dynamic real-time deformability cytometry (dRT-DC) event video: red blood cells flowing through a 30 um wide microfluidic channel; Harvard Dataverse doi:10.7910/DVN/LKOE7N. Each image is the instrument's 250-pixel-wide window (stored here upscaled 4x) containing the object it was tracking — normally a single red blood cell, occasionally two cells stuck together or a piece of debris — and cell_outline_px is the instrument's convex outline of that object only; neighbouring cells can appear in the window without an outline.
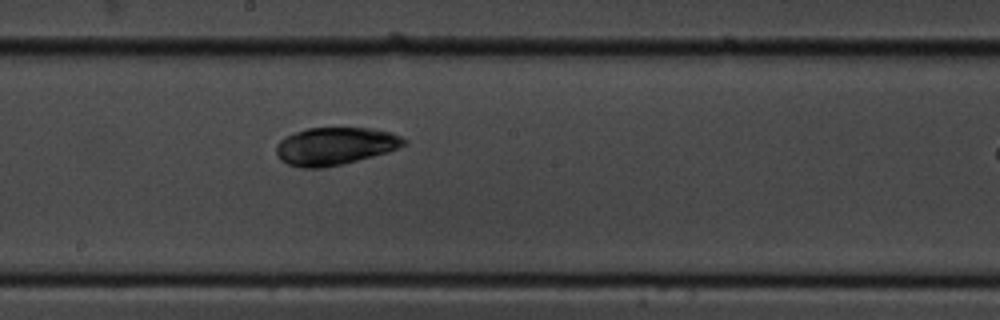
{"species": "common noctule bat (a hibernating species)", "species_latin": "Nyctalus noctula", "temperature_condition": "cold", "stored_images_in_passage": 9, "camera_frame_rate_fps": 3000, "um_per_image_px": 0.085, "animal": {"sex": "male", "body_mass_g": 19.5, "forearm_length_mm": 54.6}, "frame": {"image": 1, "passage_image": 8, "time_ms": 9.0, "image_size_px": [1000, 320], "cell_outline_px": [[408, 144], [388, 152], [340, 164], [320, 168], [300, 168], [288, 164], [280, 160], [276, 156], [276, 144], [284, 136], [308, 128], [372, 128], [388, 132], [400, 136], [408, 140]], "centroid_in_image_um": [28.46, 12.42], "position_along_channel_um": 219.7, "area_um2": 27.98}}